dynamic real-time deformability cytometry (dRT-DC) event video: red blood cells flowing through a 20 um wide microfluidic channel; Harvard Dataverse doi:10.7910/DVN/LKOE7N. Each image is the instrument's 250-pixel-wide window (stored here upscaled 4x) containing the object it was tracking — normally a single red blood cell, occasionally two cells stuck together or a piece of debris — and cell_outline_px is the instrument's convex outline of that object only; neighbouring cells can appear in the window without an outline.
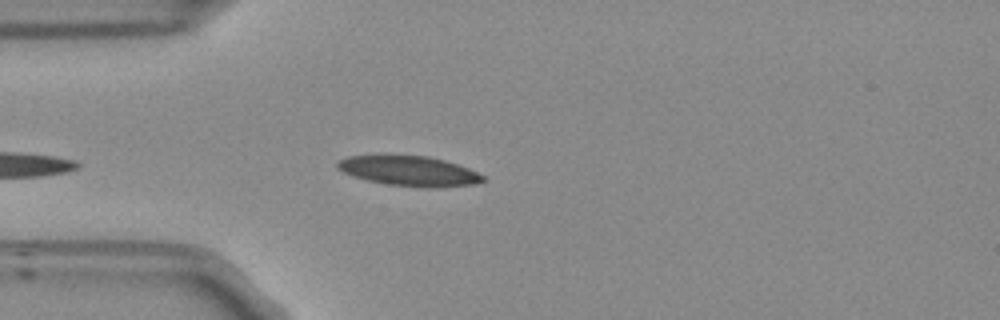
{"species": "Egyptian fruit bat (a non-hibernating species)", "species_latin": "Rousettus aegyptiacus", "temperature_condition": "room temperature", "stored_images_in_passage": 38, "camera_frame_rate_fps": 3000, "um_per_image_px": 0.085, "frame": {"image": 1, "passage_image": 1, "time_ms": 0.0, "image_size_px": [1000, 320], "cell_outline_px": [[484, 180], [472, 184], [432, 188], [428, 188], [388, 184], [368, 180], [352, 176], [336, 168], [336, 160], [348, 156], [376, 152], [388, 152], [428, 156], [444, 160], [468, 168], [484, 176]], "centroid_in_image_um": [34.64, 14.46], "position_along_channel_um": 50.4, "area_um2": 26.36}}
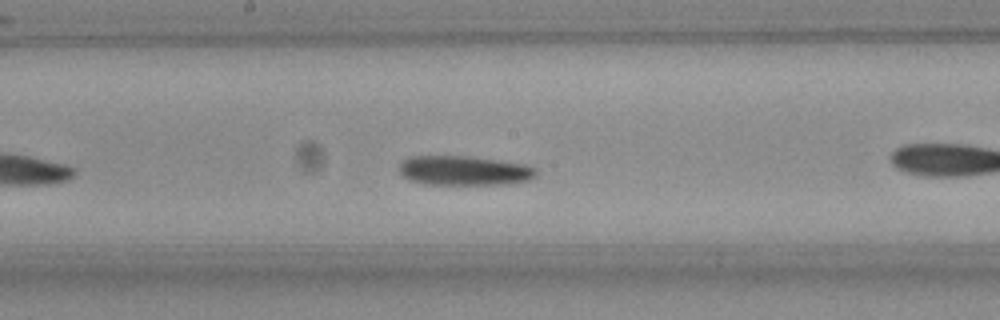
{"frame": {"image": 2, "passage_image": 11, "time_ms": 3.333, "image_size_px": [1000, 320], "cell_outline_px": [[536, 176], [528, 180], [508, 184], [424, 184], [408, 180], [400, 172], [400, 160], [412, 156], [464, 156], [524, 164], [536, 168]], "centroid_in_image_um": [39.41, 14.5], "position_along_channel_um": 208.8, "area_um2": 23.41}}
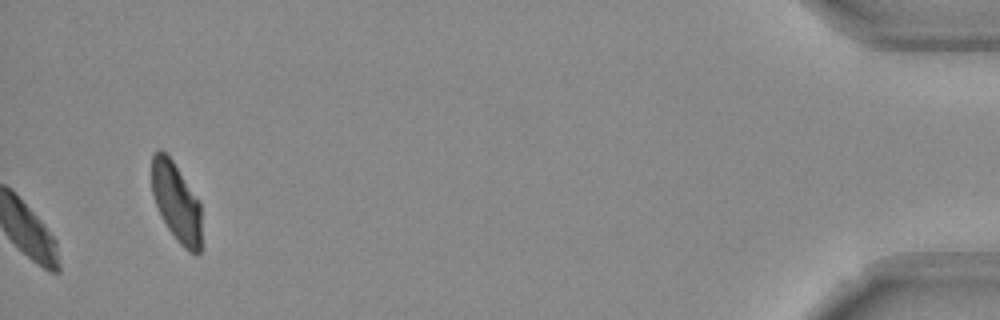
{"frame": {"image": 3, "passage_image": 38, "time_ms": 12.333, "image_size_px": [1000, 320], "cell_outline_px": [[200, 252], [196, 256], [188, 252], [176, 240], [168, 228], [156, 204], [152, 192], [152, 156], [160, 148], [172, 160], [200, 200]], "centroid_in_image_um": [15.0, 17.2], "position_along_channel_um": 420.2, "area_um2": 22.77}, "authors_computed_cell_mechanics": {"area_um2": 23.0044, "velocity_mm_per_s": 3.6931, "shape_relaxation_time_tau1_ms": null, "shape_relaxation_time_tau2_ms": 3.4496, "deformation_change_tau1": null, "deformation_change_tau2": 0.0852}}